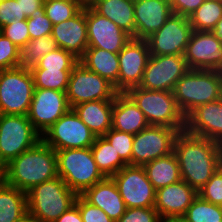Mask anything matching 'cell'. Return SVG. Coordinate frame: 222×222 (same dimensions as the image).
Returning a JSON list of instances; mask_svg holds the SVG:
<instances>
[{
	"instance_id": "cell-30",
	"label": "cell",
	"mask_w": 222,
	"mask_h": 222,
	"mask_svg": "<svg viewBox=\"0 0 222 222\" xmlns=\"http://www.w3.org/2000/svg\"><path fill=\"white\" fill-rule=\"evenodd\" d=\"M91 151L98 169L105 177H112L126 164L120 159L114 147L102 137H96L91 146Z\"/></svg>"
},
{
	"instance_id": "cell-46",
	"label": "cell",
	"mask_w": 222,
	"mask_h": 222,
	"mask_svg": "<svg viewBox=\"0 0 222 222\" xmlns=\"http://www.w3.org/2000/svg\"><path fill=\"white\" fill-rule=\"evenodd\" d=\"M20 8V20H27L31 14L43 6V0H17Z\"/></svg>"
},
{
	"instance_id": "cell-36",
	"label": "cell",
	"mask_w": 222,
	"mask_h": 222,
	"mask_svg": "<svg viewBox=\"0 0 222 222\" xmlns=\"http://www.w3.org/2000/svg\"><path fill=\"white\" fill-rule=\"evenodd\" d=\"M79 62L71 52L62 48H56L43 56L33 69H59L60 71H72L73 67Z\"/></svg>"
},
{
	"instance_id": "cell-39",
	"label": "cell",
	"mask_w": 222,
	"mask_h": 222,
	"mask_svg": "<svg viewBox=\"0 0 222 222\" xmlns=\"http://www.w3.org/2000/svg\"><path fill=\"white\" fill-rule=\"evenodd\" d=\"M198 195L209 203L222 206V165L198 191Z\"/></svg>"
},
{
	"instance_id": "cell-9",
	"label": "cell",
	"mask_w": 222,
	"mask_h": 222,
	"mask_svg": "<svg viewBox=\"0 0 222 222\" xmlns=\"http://www.w3.org/2000/svg\"><path fill=\"white\" fill-rule=\"evenodd\" d=\"M118 93L113 84L80 62L73 67L66 90L71 108L95 100L114 101Z\"/></svg>"
},
{
	"instance_id": "cell-52",
	"label": "cell",
	"mask_w": 222,
	"mask_h": 222,
	"mask_svg": "<svg viewBox=\"0 0 222 222\" xmlns=\"http://www.w3.org/2000/svg\"><path fill=\"white\" fill-rule=\"evenodd\" d=\"M4 166L0 163V171L3 172Z\"/></svg>"
},
{
	"instance_id": "cell-14",
	"label": "cell",
	"mask_w": 222,
	"mask_h": 222,
	"mask_svg": "<svg viewBox=\"0 0 222 222\" xmlns=\"http://www.w3.org/2000/svg\"><path fill=\"white\" fill-rule=\"evenodd\" d=\"M111 178L126 208L154 207L156 190L143 166L126 165Z\"/></svg>"
},
{
	"instance_id": "cell-42",
	"label": "cell",
	"mask_w": 222,
	"mask_h": 222,
	"mask_svg": "<svg viewBox=\"0 0 222 222\" xmlns=\"http://www.w3.org/2000/svg\"><path fill=\"white\" fill-rule=\"evenodd\" d=\"M74 204L79 208L83 222H115L102 209L91 205L81 195H77Z\"/></svg>"
},
{
	"instance_id": "cell-4",
	"label": "cell",
	"mask_w": 222,
	"mask_h": 222,
	"mask_svg": "<svg viewBox=\"0 0 222 222\" xmlns=\"http://www.w3.org/2000/svg\"><path fill=\"white\" fill-rule=\"evenodd\" d=\"M76 197L77 194L57 176L27 192L28 213L40 222H54L74 205Z\"/></svg>"
},
{
	"instance_id": "cell-32",
	"label": "cell",
	"mask_w": 222,
	"mask_h": 222,
	"mask_svg": "<svg viewBox=\"0 0 222 222\" xmlns=\"http://www.w3.org/2000/svg\"><path fill=\"white\" fill-rule=\"evenodd\" d=\"M188 18L193 31H212L222 18V0H205Z\"/></svg>"
},
{
	"instance_id": "cell-19",
	"label": "cell",
	"mask_w": 222,
	"mask_h": 222,
	"mask_svg": "<svg viewBox=\"0 0 222 222\" xmlns=\"http://www.w3.org/2000/svg\"><path fill=\"white\" fill-rule=\"evenodd\" d=\"M185 131L222 145V98L192 110L185 117Z\"/></svg>"
},
{
	"instance_id": "cell-48",
	"label": "cell",
	"mask_w": 222,
	"mask_h": 222,
	"mask_svg": "<svg viewBox=\"0 0 222 222\" xmlns=\"http://www.w3.org/2000/svg\"><path fill=\"white\" fill-rule=\"evenodd\" d=\"M211 32L222 42V18L216 23L214 29Z\"/></svg>"
},
{
	"instance_id": "cell-33",
	"label": "cell",
	"mask_w": 222,
	"mask_h": 222,
	"mask_svg": "<svg viewBox=\"0 0 222 222\" xmlns=\"http://www.w3.org/2000/svg\"><path fill=\"white\" fill-rule=\"evenodd\" d=\"M183 218L186 222H222V206L209 203L198 195Z\"/></svg>"
},
{
	"instance_id": "cell-47",
	"label": "cell",
	"mask_w": 222,
	"mask_h": 222,
	"mask_svg": "<svg viewBox=\"0 0 222 222\" xmlns=\"http://www.w3.org/2000/svg\"><path fill=\"white\" fill-rule=\"evenodd\" d=\"M54 222H83L79 208L74 204Z\"/></svg>"
},
{
	"instance_id": "cell-13",
	"label": "cell",
	"mask_w": 222,
	"mask_h": 222,
	"mask_svg": "<svg viewBox=\"0 0 222 222\" xmlns=\"http://www.w3.org/2000/svg\"><path fill=\"white\" fill-rule=\"evenodd\" d=\"M193 28L189 18L172 14L146 41L150 55H184Z\"/></svg>"
},
{
	"instance_id": "cell-37",
	"label": "cell",
	"mask_w": 222,
	"mask_h": 222,
	"mask_svg": "<svg viewBox=\"0 0 222 222\" xmlns=\"http://www.w3.org/2000/svg\"><path fill=\"white\" fill-rule=\"evenodd\" d=\"M103 137L114 147V150L126 165H132L133 134L111 128Z\"/></svg>"
},
{
	"instance_id": "cell-49",
	"label": "cell",
	"mask_w": 222,
	"mask_h": 222,
	"mask_svg": "<svg viewBox=\"0 0 222 222\" xmlns=\"http://www.w3.org/2000/svg\"><path fill=\"white\" fill-rule=\"evenodd\" d=\"M159 222H186L183 217H166L160 218Z\"/></svg>"
},
{
	"instance_id": "cell-41",
	"label": "cell",
	"mask_w": 222,
	"mask_h": 222,
	"mask_svg": "<svg viewBox=\"0 0 222 222\" xmlns=\"http://www.w3.org/2000/svg\"><path fill=\"white\" fill-rule=\"evenodd\" d=\"M20 49L0 32V71L18 67Z\"/></svg>"
},
{
	"instance_id": "cell-43",
	"label": "cell",
	"mask_w": 222,
	"mask_h": 222,
	"mask_svg": "<svg viewBox=\"0 0 222 222\" xmlns=\"http://www.w3.org/2000/svg\"><path fill=\"white\" fill-rule=\"evenodd\" d=\"M160 216L154 207L127 208L117 222H159Z\"/></svg>"
},
{
	"instance_id": "cell-55",
	"label": "cell",
	"mask_w": 222,
	"mask_h": 222,
	"mask_svg": "<svg viewBox=\"0 0 222 222\" xmlns=\"http://www.w3.org/2000/svg\"><path fill=\"white\" fill-rule=\"evenodd\" d=\"M2 180V172L0 171V181Z\"/></svg>"
},
{
	"instance_id": "cell-24",
	"label": "cell",
	"mask_w": 222,
	"mask_h": 222,
	"mask_svg": "<svg viewBox=\"0 0 222 222\" xmlns=\"http://www.w3.org/2000/svg\"><path fill=\"white\" fill-rule=\"evenodd\" d=\"M149 126L143 112L126 93H118L112 111V129L136 135Z\"/></svg>"
},
{
	"instance_id": "cell-23",
	"label": "cell",
	"mask_w": 222,
	"mask_h": 222,
	"mask_svg": "<svg viewBox=\"0 0 222 222\" xmlns=\"http://www.w3.org/2000/svg\"><path fill=\"white\" fill-rule=\"evenodd\" d=\"M81 196L91 205L102 209L115 222L127 209L118 187L111 177H106L93 187L86 189Z\"/></svg>"
},
{
	"instance_id": "cell-1",
	"label": "cell",
	"mask_w": 222,
	"mask_h": 222,
	"mask_svg": "<svg viewBox=\"0 0 222 222\" xmlns=\"http://www.w3.org/2000/svg\"><path fill=\"white\" fill-rule=\"evenodd\" d=\"M181 179L197 192L222 165V145L181 131L174 142Z\"/></svg>"
},
{
	"instance_id": "cell-50",
	"label": "cell",
	"mask_w": 222,
	"mask_h": 222,
	"mask_svg": "<svg viewBox=\"0 0 222 222\" xmlns=\"http://www.w3.org/2000/svg\"><path fill=\"white\" fill-rule=\"evenodd\" d=\"M17 222H40L38 219L27 213L24 217H22L19 221Z\"/></svg>"
},
{
	"instance_id": "cell-25",
	"label": "cell",
	"mask_w": 222,
	"mask_h": 222,
	"mask_svg": "<svg viewBox=\"0 0 222 222\" xmlns=\"http://www.w3.org/2000/svg\"><path fill=\"white\" fill-rule=\"evenodd\" d=\"M113 103L95 100L78 104L72 109L96 137H102L112 127Z\"/></svg>"
},
{
	"instance_id": "cell-21",
	"label": "cell",
	"mask_w": 222,
	"mask_h": 222,
	"mask_svg": "<svg viewBox=\"0 0 222 222\" xmlns=\"http://www.w3.org/2000/svg\"><path fill=\"white\" fill-rule=\"evenodd\" d=\"M51 36L59 48L80 59L88 47L86 5L74 17L54 24Z\"/></svg>"
},
{
	"instance_id": "cell-11",
	"label": "cell",
	"mask_w": 222,
	"mask_h": 222,
	"mask_svg": "<svg viewBox=\"0 0 222 222\" xmlns=\"http://www.w3.org/2000/svg\"><path fill=\"white\" fill-rule=\"evenodd\" d=\"M95 139L96 136L72 108L42 135V140L55 151L88 148Z\"/></svg>"
},
{
	"instance_id": "cell-26",
	"label": "cell",
	"mask_w": 222,
	"mask_h": 222,
	"mask_svg": "<svg viewBox=\"0 0 222 222\" xmlns=\"http://www.w3.org/2000/svg\"><path fill=\"white\" fill-rule=\"evenodd\" d=\"M79 62L88 70L93 71L108 80L118 91V53H112L95 47H87L84 55L79 59Z\"/></svg>"
},
{
	"instance_id": "cell-31",
	"label": "cell",
	"mask_w": 222,
	"mask_h": 222,
	"mask_svg": "<svg viewBox=\"0 0 222 222\" xmlns=\"http://www.w3.org/2000/svg\"><path fill=\"white\" fill-rule=\"evenodd\" d=\"M56 48L58 46L51 35L29 40L20 49L18 67L32 70L43 56Z\"/></svg>"
},
{
	"instance_id": "cell-38",
	"label": "cell",
	"mask_w": 222,
	"mask_h": 222,
	"mask_svg": "<svg viewBox=\"0 0 222 222\" xmlns=\"http://www.w3.org/2000/svg\"><path fill=\"white\" fill-rule=\"evenodd\" d=\"M30 40L52 34L53 24L44 12V6L35 10L27 18Z\"/></svg>"
},
{
	"instance_id": "cell-54",
	"label": "cell",
	"mask_w": 222,
	"mask_h": 222,
	"mask_svg": "<svg viewBox=\"0 0 222 222\" xmlns=\"http://www.w3.org/2000/svg\"><path fill=\"white\" fill-rule=\"evenodd\" d=\"M218 71H219V73H220L221 76H222V66L220 67V69H219Z\"/></svg>"
},
{
	"instance_id": "cell-40",
	"label": "cell",
	"mask_w": 222,
	"mask_h": 222,
	"mask_svg": "<svg viewBox=\"0 0 222 222\" xmlns=\"http://www.w3.org/2000/svg\"><path fill=\"white\" fill-rule=\"evenodd\" d=\"M0 32L9 38L19 49L30 40L27 20L15 19L11 23L0 28Z\"/></svg>"
},
{
	"instance_id": "cell-45",
	"label": "cell",
	"mask_w": 222,
	"mask_h": 222,
	"mask_svg": "<svg viewBox=\"0 0 222 222\" xmlns=\"http://www.w3.org/2000/svg\"><path fill=\"white\" fill-rule=\"evenodd\" d=\"M205 0H169L173 14L189 17Z\"/></svg>"
},
{
	"instance_id": "cell-8",
	"label": "cell",
	"mask_w": 222,
	"mask_h": 222,
	"mask_svg": "<svg viewBox=\"0 0 222 222\" xmlns=\"http://www.w3.org/2000/svg\"><path fill=\"white\" fill-rule=\"evenodd\" d=\"M41 140V134L27 115L0 114V163L3 166Z\"/></svg>"
},
{
	"instance_id": "cell-27",
	"label": "cell",
	"mask_w": 222,
	"mask_h": 222,
	"mask_svg": "<svg viewBox=\"0 0 222 222\" xmlns=\"http://www.w3.org/2000/svg\"><path fill=\"white\" fill-rule=\"evenodd\" d=\"M91 7L131 37L135 35L134 0H100Z\"/></svg>"
},
{
	"instance_id": "cell-17",
	"label": "cell",
	"mask_w": 222,
	"mask_h": 222,
	"mask_svg": "<svg viewBox=\"0 0 222 222\" xmlns=\"http://www.w3.org/2000/svg\"><path fill=\"white\" fill-rule=\"evenodd\" d=\"M88 47L119 53L132 38L113 21L86 5Z\"/></svg>"
},
{
	"instance_id": "cell-28",
	"label": "cell",
	"mask_w": 222,
	"mask_h": 222,
	"mask_svg": "<svg viewBox=\"0 0 222 222\" xmlns=\"http://www.w3.org/2000/svg\"><path fill=\"white\" fill-rule=\"evenodd\" d=\"M143 167L155 190L182 180L178 160L174 152L157 158Z\"/></svg>"
},
{
	"instance_id": "cell-51",
	"label": "cell",
	"mask_w": 222,
	"mask_h": 222,
	"mask_svg": "<svg viewBox=\"0 0 222 222\" xmlns=\"http://www.w3.org/2000/svg\"><path fill=\"white\" fill-rule=\"evenodd\" d=\"M96 1H100V0H87L84 5H87V6H92Z\"/></svg>"
},
{
	"instance_id": "cell-7",
	"label": "cell",
	"mask_w": 222,
	"mask_h": 222,
	"mask_svg": "<svg viewBox=\"0 0 222 222\" xmlns=\"http://www.w3.org/2000/svg\"><path fill=\"white\" fill-rule=\"evenodd\" d=\"M35 90L31 70L0 71V114L27 115Z\"/></svg>"
},
{
	"instance_id": "cell-29",
	"label": "cell",
	"mask_w": 222,
	"mask_h": 222,
	"mask_svg": "<svg viewBox=\"0 0 222 222\" xmlns=\"http://www.w3.org/2000/svg\"><path fill=\"white\" fill-rule=\"evenodd\" d=\"M28 213L27 193L0 181V222H17Z\"/></svg>"
},
{
	"instance_id": "cell-3",
	"label": "cell",
	"mask_w": 222,
	"mask_h": 222,
	"mask_svg": "<svg viewBox=\"0 0 222 222\" xmlns=\"http://www.w3.org/2000/svg\"><path fill=\"white\" fill-rule=\"evenodd\" d=\"M172 92L186 117L197 106L222 98V76L217 70L190 69L177 81Z\"/></svg>"
},
{
	"instance_id": "cell-16",
	"label": "cell",
	"mask_w": 222,
	"mask_h": 222,
	"mask_svg": "<svg viewBox=\"0 0 222 222\" xmlns=\"http://www.w3.org/2000/svg\"><path fill=\"white\" fill-rule=\"evenodd\" d=\"M150 51L146 39L131 38L118 53L119 76L118 92L125 93L132 87L139 86Z\"/></svg>"
},
{
	"instance_id": "cell-2",
	"label": "cell",
	"mask_w": 222,
	"mask_h": 222,
	"mask_svg": "<svg viewBox=\"0 0 222 222\" xmlns=\"http://www.w3.org/2000/svg\"><path fill=\"white\" fill-rule=\"evenodd\" d=\"M57 176L56 151L43 140L12 159L2 172V180L7 185L25 193Z\"/></svg>"
},
{
	"instance_id": "cell-12",
	"label": "cell",
	"mask_w": 222,
	"mask_h": 222,
	"mask_svg": "<svg viewBox=\"0 0 222 222\" xmlns=\"http://www.w3.org/2000/svg\"><path fill=\"white\" fill-rule=\"evenodd\" d=\"M189 70L184 55H150L139 87L172 92Z\"/></svg>"
},
{
	"instance_id": "cell-15",
	"label": "cell",
	"mask_w": 222,
	"mask_h": 222,
	"mask_svg": "<svg viewBox=\"0 0 222 222\" xmlns=\"http://www.w3.org/2000/svg\"><path fill=\"white\" fill-rule=\"evenodd\" d=\"M70 109L66 92L35 89L27 117L42 136Z\"/></svg>"
},
{
	"instance_id": "cell-18",
	"label": "cell",
	"mask_w": 222,
	"mask_h": 222,
	"mask_svg": "<svg viewBox=\"0 0 222 222\" xmlns=\"http://www.w3.org/2000/svg\"><path fill=\"white\" fill-rule=\"evenodd\" d=\"M184 58L189 69L219 70L222 42L211 31H193Z\"/></svg>"
},
{
	"instance_id": "cell-35",
	"label": "cell",
	"mask_w": 222,
	"mask_h": 222,
	"mask_svg": "<svg viewBox=\"0 0 222 222\" xmlns=\"http://www.w3.org/2000/svg\"><path fill=\"white\" fill-rule=\"evenodd\" d=\"M44 12L52 24H59L74 17L83 7L81 0H56L43 4Z\"/></svg>"
},
{
	"instance_id": "cell-22",
	"label": "cell",
	"mask_w": 222,
	"mask_h": 222,
	"mask_svg": "<svg viewBox=\"0 0 222 222\" xmlns=\"http://www.w3.org/2000/svg\"><path fill=\"white\" fill-rule=\"evenodd\" d=\"M198 192L187 182L180 180L156 190L154 208L160 218L183 217Z\"/></svg>"
},
{
	"instance_id": "cell-53",
	"label": "cell",
	"mask_w": 222,
	"mask_h": 222,
	"mask_svg": "<svg viewBox=\"0 0 222 222\" xmlns=\"http://www.w3.org/2000/svg\"><path fill=\"white\" fill-rule=\"evenodd\" d=\"M51 1H56V0H43V3L51 2Z\"/></svg>"
},
{
	"instance_id": "cell-6",
	"label": "cell",
	"mask_w": 222,
	"mask_h": 222,
	"mask_svg": "<svg viewBox=\"0 0 222 222\" xmlns=\"http://www.w3.org/2000/svg\"><path fill=\"white\" fill-rule=\"evenodd\" d=\"M125 93L143 112L149 125L185 131V116L178 108L173 92L146 90L136 86Z\"/></svg>"
},
{
	"instance_id": "cell-44",
	"label": "cell",
	"mask_w": 222,
	"mask_h": 222,
	"mask_svg": "<svg viewBox=\"0 0 222 222\" xmlns=\"http://www.w3.org/2000/svg\"><path fill=\"white\" fill-rule=\"evenodd\" d=\"M20 20V8L17 0L0 1V28L11 23V21Z\"/></svg>"
},
{
	"instance_id": "cell-10",
	"label": "cell",
	"mask_w": 222,
	"mask_h": 222,
	"mask_svg": "<svg viewBox=\"0 0 222 222\" xmlns=\"http://www.w3.org/2000/svg\"><path fill=\"white\" fill-rule=\"evenodd\" d=\"M179 129L149 125L134 135L132 166L145 164L174 152V142Z\"/></svg>"
},
{
	"instance_id": "cell-20",
	"label": "cell",
	"mask_w": 222,
	"mask_h": 222,
	"mask_svg": "<svg viewBox=\"0 0 222 222\" xmlns=\"http://www.w3.org/2000/svg\"><path fill=\"white\" fill-rule=\"evenodd\" d=\"M173 14L169 0H134L135 35L146 39Z\"/></svg>"
},
{
	"instance_id": "cell-34",
	"label": "cell",
	"mask_w": 222,
	"mask_h": 222,
	"mask_svg": "<svg viewBox=\"0 0 222 222\" xmlns=\"http://www.w3.org/2000/svg\"><path fill=\"white\" fill-rule=\"evenodd\" d=\"M35 89H49L66 92L72 71L59 69H32Z\"/></svg>"
},
{
	"instance_id": "cell-5",
	"label": "cell",
	"mask_w": 222,
	"mask_h": 222,
	"mask_svg": "<svg viewBox=\"0 0 222 222\" xmlns=\"http://www.w3.org/2000/svg\"><path fill=\"white\" fill-rule=\"evenodd\" d=\"M57 173L77 195L106 177L98 169L91 147L56 151Z\"/></svg>"
}]
</instances>
